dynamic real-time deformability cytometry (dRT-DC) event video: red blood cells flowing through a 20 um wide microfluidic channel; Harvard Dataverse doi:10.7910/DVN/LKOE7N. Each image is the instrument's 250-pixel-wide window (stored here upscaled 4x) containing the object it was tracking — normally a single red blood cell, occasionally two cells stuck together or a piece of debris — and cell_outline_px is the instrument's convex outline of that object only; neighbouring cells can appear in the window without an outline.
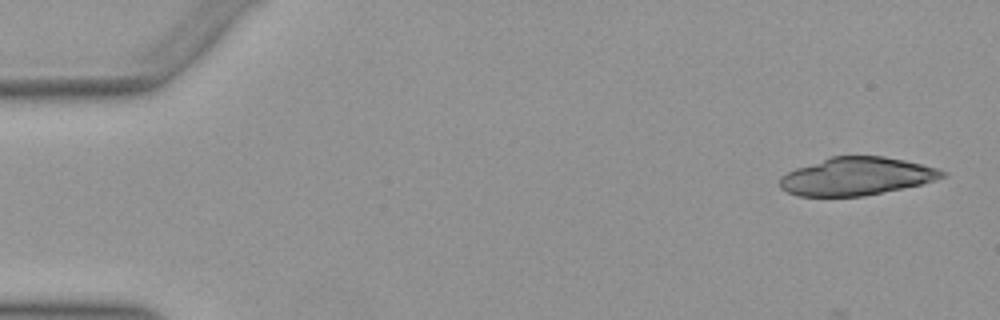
{"species": "Egyptian fruit bat (a non-hibernating species)", "species_latin": "Rousettus aegyptiacus", "temperature_condition": "warm", "stored_images_in_passage": 26, "camera_frame_rate_fps": 3000, "um_per_image_px": 0.085, "animal": {"sex": "female"}, "frame": {"image": 1, "passage_image": 2, "time_ms": 0.333, "image_size_px": [1000, 320], "cell_outline_px": [[948, 172], [944, 176], [936, 180], [920, 184], [864, 196], [796, 196], [780, 188], [780, 176], [796, 168], [832, 156], [884, 156], [904, 160], [940, 168]], "centroid_in_image_um": [72.82, 14.98], "position_along_channel_um": 12.2, "area_um2": 35.78}}